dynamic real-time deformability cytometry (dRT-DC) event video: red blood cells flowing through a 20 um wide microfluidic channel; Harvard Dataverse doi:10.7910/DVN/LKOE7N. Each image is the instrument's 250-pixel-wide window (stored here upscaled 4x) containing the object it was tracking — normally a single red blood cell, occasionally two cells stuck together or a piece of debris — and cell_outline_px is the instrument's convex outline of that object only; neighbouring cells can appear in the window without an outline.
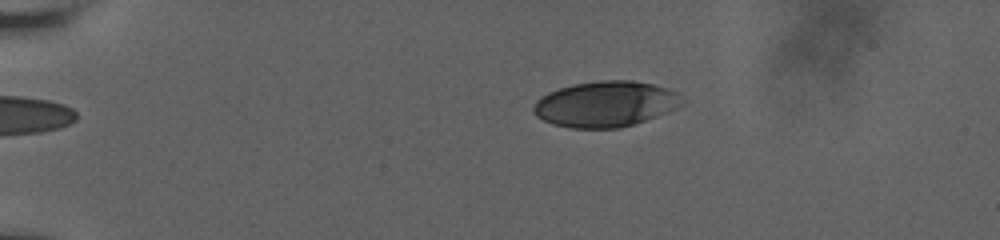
{"species": "human", "species_latin": "Homo sapiens", "temperature_condition": "room temperature", "stored_images_in_passage": 8, "camera_frame_rate_fps": 3000, "um_per_image_px": 0.085, "donor": {"sex": "male"}, "frame": {"image": 1, "passage_image": 5, "time_ms": 3.333, "image_size_px": [1000, 240], "cell_outline_px": [[688, 100], [684, 104], [668, 112], [620, 128], [572, 128], [552, 124], [536, 116], [532, 112], [532, 108], [536, 100], [540, 96], [548, 92], [572, 84], [600, 80], [632, 80], [652, 84], [668, 88], [684, 96]], "centroid_in_image_um": [51.49, 8.83], "position_along_channel_um": 33.5, "area_um2": 39.94}}